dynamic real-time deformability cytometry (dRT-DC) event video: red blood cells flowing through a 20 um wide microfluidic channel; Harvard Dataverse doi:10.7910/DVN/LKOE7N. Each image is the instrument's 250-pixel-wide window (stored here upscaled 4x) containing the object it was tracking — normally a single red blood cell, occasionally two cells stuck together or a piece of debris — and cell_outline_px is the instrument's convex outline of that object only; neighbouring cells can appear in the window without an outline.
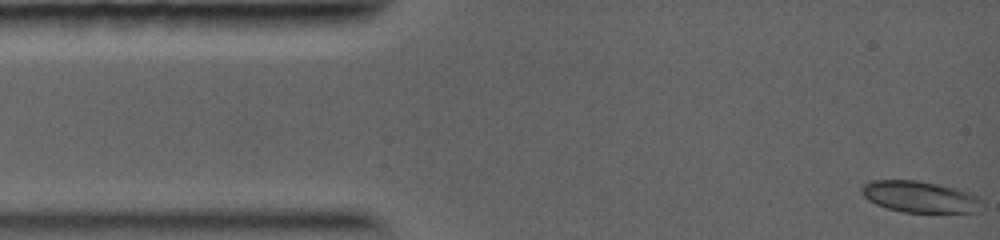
{"species": "common noctule bat (a hibernating species)", "species_latin": "Nyctalus noctula", "temperature_condition": "warm", "stored_images_in_passage": 30, "camera_frame_rate_fps": 5000, "um_per_image_px": 0.085, "animal": {"sex": "female", "body_mass_g": 19.0, "forearm_length_mm": 56.7}, "frame": {"image": 1, "passage_image": 1, "time_ms": 0.0, "image_size_px": [1000, 240], "cell_outline_px": [[984, 204], [976, 212], [904, 212], [888, 208], [876, 204], [868, 200], [860, 192], [860, 188], [864, 184], [872, 180], [916, 180], [936, 184], [952, 188], [976, 196], [984, 200]], "centroid_in_image_um": [78.16, 16.73], "position_along_channel_um": 6.8, "area_um2": 21.79}}
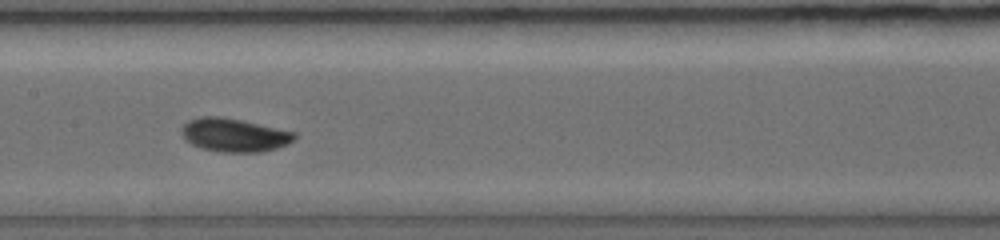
{"frame": {"image": 2, "passage_image": 16, "time_ms": 5.4, "image_size_px": [1000, 240], "cell_outline_px": [[296, 136], [288, 144], [276, 148], [260, 152], [220, 152], [200, 148], [184, 140], [180, 132], [180, 128], [188, 120], [200, 116], [220, 116], [240, 120], [296, 132]], "centroid_in_image_um": [19.85, 11.48], "position_along_channel_um": 187.6, "area_um2": 22.08}}
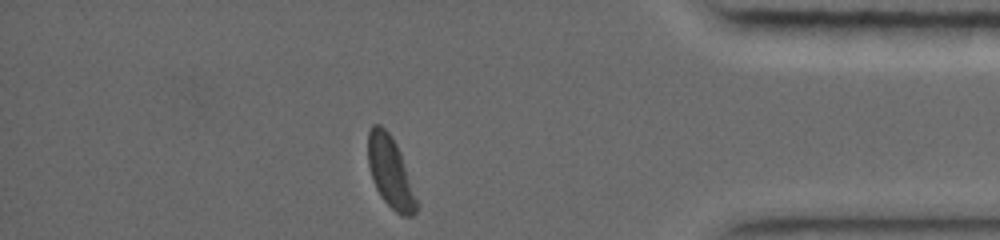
{"frame": {"image": 3, "passage_image": 30, "time_ms": 10.4, "image_size_px": [1000, 240], "cell_outline_px": [[420, 204], [416, 212], [412, 216], [400, 216], [380, 196], [372, 180], [368, 164], [368, 132], [372, 124], [380, 124], [388, 132], [396, 144], [400, 152]], "centroid_in_image_um": [33.2, 14.66], "position_along_channel_um": 402.0, "area_um2": 20.29}}